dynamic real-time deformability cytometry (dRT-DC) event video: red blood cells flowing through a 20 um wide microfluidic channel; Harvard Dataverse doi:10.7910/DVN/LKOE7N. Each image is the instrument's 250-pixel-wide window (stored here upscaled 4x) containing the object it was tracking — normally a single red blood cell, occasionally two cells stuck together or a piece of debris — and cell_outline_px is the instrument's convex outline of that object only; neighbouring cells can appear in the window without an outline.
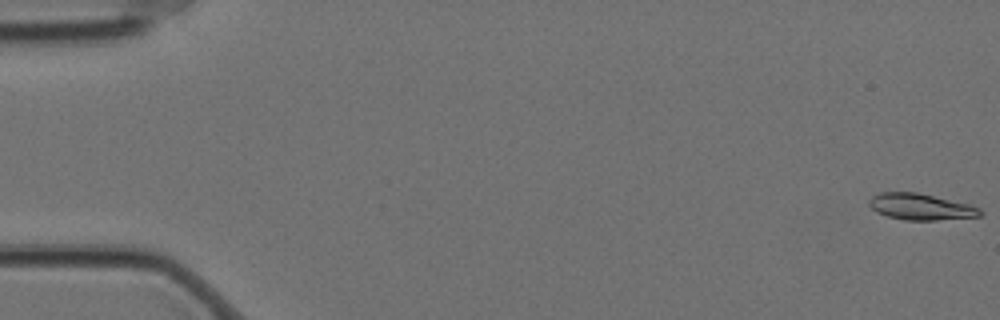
{"species": "Egyptian fruit bat (a non-hibernating species)", "species_latin": "Rousettus aegyptiacus", "temperature_condition": "cold", "stored_images_in_passage": 7, "camera_frame_rate_fps": 3000, "um_per_image_px": 0.085, "animal": {"sex": "female"}, "frame": {"image": 1, "passage_image": 1, "time_ms": 0.0, "image_size_px": [1000, 320], "cell_outline_px": [[984, 212], [980, 216], [936, 220], [904, 220], [888, 216], [876, 212], [868, 204], [868, 200], [872, 196], [880, 192], [916, 192], [968, 204], [980, 208]], "centroid_in_image_um": [78.24, 17.58], "position_along_channel_um": 6.8, "area_um2": 16.94}}
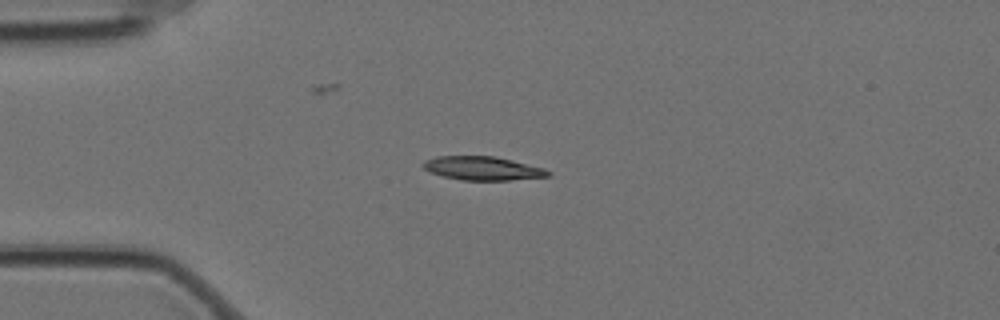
{"frame": {"image": 2, "passage_image": 5, "time_ms": 1.333, "image_size_px": [1000, 320], "cell_outline_px": [[552, 176], [508, 180], [460, 180], [444, 176], [432, 172], [424, 168], [420, 164], [424, 160], [436, 156], [496, 156], [544, 168], [552, 172]], "centroid_in_image_um": [41.04, 14.3], "position_along_channel_um": 44.0, "area_um2": 17.28}}
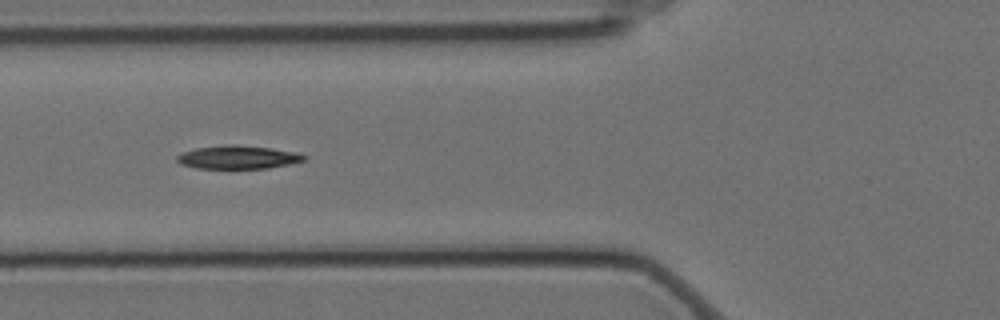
{"frame": {"image": 3, "passage_image": 7, "time_ms": 2.0, "image_size_px": [1000, 320], "cell_outline_px": [[308, 160], [268, 168], [196, 168], [180, 164], [176, 160], [176, 156], [184, 152], [196, 148], [224, 144], [236, 144], [272, 148], [292, 152], [308, 156]], "centroid_in_image_um": [20.22, 13.36], "position_along_channel_um": 105.6, "area_um2": 17.28}}